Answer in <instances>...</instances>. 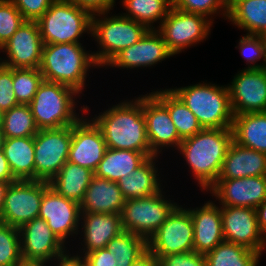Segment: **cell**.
<instances>
[{
	"mask_svg": "<svg viewBox=\"0 0 266 266\" xmlns=\"http://www.w3.org/2000/svg\"><path fill=\"white\" fill-rule=\"evenodd\" d=\"M98 114L91 119L101 130L107 148L142 152L148 157L155 155L147 138L142 95L122 100Z\"/></svg>",
	"mask_w": 266,
	"mask_h": 266,
	"instance_id": "6da1fadb",
	"label": "cell"
},
{
	"mask_svg": "<svg viewBox=\"0 0 266 266\" xmlns=\"http://www.w3.org/2000/svg\"><path fill=\"white\" fill-rule=\"evenodd\" d=\"M232 142V128H221L202 129L180 143L177 150L185 158L201 192L208 193L216 183Z\"/></svg>",
	"mask_w": 266,
	"mask_h": 266,
	"instance_id": "7a4b0ae2",
	"label": "cell"
},
{
	"mask_svg": "<svg viewBox=\"0 0 266 266\" xmlns=\"http://www.w3.org/2000/svg\"><path fill=\"white\" fill-rule=\"evenodd\" d=\"M98 68L92 51L82 43L44 44L40 72L43 80L61 83L83 94L91 68Z\"/></svg>",
	"mask_w": 266,
	"mask_h": 266,
	"instance_id": "3957f363",
	"label": "cell"
},
{
	"mask_svg": "<svg viewBox=\"0 0 266 266\" xmlns=\"http://www.w3.org/2000/svg\"><path fill=\"white\" fill-rule=\"evenodd\" d=\"M196 116L203 129L232 128L234 114L228 85L201 83L169 88Z\"/></svg>",
	"mask_w": 266,
	"mask_h": 266,
	"instance_id": "277c9868",
	"label": "cell"
},
{
	"mask_svg": "<svg viewBox=\"0 0 266 266\" xmlns=\"http://www.w3.org/2000/svg\"><path fill=\"white\" fill-rule=\"evenodd\" d=\"M78 97L80 93L74 88L43 80L28 104L37 128L58 129L74 125L82 117L75 110Z\"/></svg>",
	"mask_w": 266,
	"mask_h": 266,
	"instance_id": "5b68a950",
	"label": "cell"
},
{
	"mask_svg": "<svg viewBox=\"0 0 266 266\" xmlns=\"http://www.w3.org/2000/svg\"><path fill=\"white\" fill-rule=\"evenodd\" d=\"M148 30L144 24L122 14L111 15L109 11L93 15L91 37L99 49L92 52L96 64L99 68L105 67L120 51L138 42Z\"/></svg>",
	"mask_w": 266,
	"mask_h": 266,
	"instance_id": "8992f818",
	"label": "cell"
},
{
	"mask_svg": "<svg viewBox=\"0 0 266 266\" xmlns=\"http://www.w3.org/2000/svg\"><path fill=\"white\" fill-rule=\"evenodd\" d=\"M37 23L44 44L81 43L92 31V15L67 0H55Z\"/></svg>",
	"mask_w": 266,
	"mask_h": 266,
	"instance_id": "52a82bcc",
	"label": "cell"
},
{
	"mask_svg": "<svg viewBox=\"0 0 266 266\" xmlns=\"http://www.w3.org/2000/svg\"><path fill=\"white\" fill-rule=\"evenodd\" d=\"M165 193L161 190L146 197L125 200L121 212L123 231L137 234L148 241L179 205L168 199L167 195L165 198Z\"/></svg>",
	"mask_w": 266,
	"mask_h": 266,
	"instance_id": "ba28073f",
	"label": "cell"
},
{
	"mask_svg": "<svg viewBox=\"0 0 266 266\" xmlns=\"http://www.w3.org/2000/svg\"><path fill=\"white\" fill-rule=\"evenodd\" d=\"M212 25L213 22L203 15L184 12L172 6L156 30L162 35L168 50L177 55L206 40L211 34Z\"/></svg>",
	"mask_w": 266,
	"mask_h": 266,
	"instance_id": "9c48e42d",
	"label": "cell"
},
{
	"mask_svg": "<svg viewBox=\"0 0 266 266\" xmlns=\"http://www.w3.org/2000/svg\"><path fill=\"white\" fill-rule=\"evenodd\" d=\"M72 126L42 129L34 136L35 180L50 182L68 161Z\"/></svg>",
	"mask_w": 266,
	"mask_h": 266,
	"instance_id": "30bf717a",
	"label": "cell"
},
{
	"mask_svg": "<svg viewBox=\"0 0 266 266\" xmlns=\"http://www.w3.org/2000/svg\"><path fill=\"white\" fill-rule=\"evenodd\" d=\"M49 182L17 180L12 182L5 194L0 221L20 228L38 217L43 193Z\"/></svg>",
	"mask_w": 266,
	"mask_h": 266,
	"instance_id": "8fae6325",
	"label": "cell"
},
{
	"mask_svg": "<svg viewBox=\"0 0 266 266\" xmlns=\"http://www.w3.org/2000/svg\"><path fill=\"white\" fill-rule=\"evenodd\" d=\"M147 246L156 257L194 251L193 221L188 209L178 205L148 239Z\"/></svg>",
	"mask_w": 266,
	"mask_h": 266,
	"instance_id": "7c38bea8",
	"label": "cell"
},
{
	"mask_svg": "<svg viewBox=\"0 0 266 266\" xmlns=\"http://www.w3.org/2000/svg\"><path fill=\"white\" fill-rule=\"evenodd\" d=\"M24 263L49 264L65 256L68 247L52 232L47 222L36 217L19 228Z\"/></svg>",
	"mask_w": 266,
	"mask_h": 266,
	"instance_id": "4fadbf2b",
	"label": "cell"
},
{
	"mask_svg": "<svg viewBox=\"0 0 266 266\" xmlns=\"http://www.w3.org/2000/svg\"><path fill=\"white\" fill-rule=\"evenodd\" d=\"M80 111L83 112L82 117L72 125L68 162L86 167L94 172L104 157L107 145L95 122L90 118L83 117V114L90 111L89 107L83 105L80 107Z\"/></svg>",
	"mask_w": 266,
	"mask_h": 266,
	"instance_id": "5bb4252c",
	"label": "cell"
},
{
	"mask_svg": "<svg viewBox=\"0 0 266 266\" xmlns=\"http://www.w3.org/2000/svg\"><path fill=\"white\" fill-rule=\"evenodd\" d=\"M43 47L37 21H25L0 48L8 58L0 62L9 68H40Z\"/></svg>",
	"mask_w": 266,
	"mask_h": 266,
	"instance_id": "9a60e30c",
	"label": "cell"
},
{
	"mask_svg": "<svg viewBox=\"0 0 266 266\" xmlns=\"http://www.w3.org/2000/svg\"><path fill=\"white\" fill-rule=\"evenodd\" d=\"M224 240L242 245L262 255L266 238L258 227L254 208L221 206Z\"/></svg>",
	"mask_w": 266,
	"mask_h": 266,
	"instance_id": "2e32d148",
	"label": "cell"
},
{
	"mask_svg": "<svg viewBox=\"0 0 266 266\" xmlns=\"http://www.w3.org/2000/svg\"><path fill=\"white\" fill-rule=\"evenodd\" d=\"M38 217L47 222L52 232L65 245L69 242L67 238H74L80 231V204L66 199L50 186L43 193Z\"/></svg>",
	"mask_w": 266,
	"mask_h": 266,
	"instance_id": "e0dca14e",
	"label": "cell"
},
{
	"mask_svg": "<svg viewBox=\"0 0 266 266\" xmlns=\"http://www.w3.org/2000/svg\"><path fill=\"white\" fill-rule=\"evenodd\" d=\"M228 85L233 114L266 112V70L242 69Z\"/></svg>",
	"mask_w": 266,
	"mask_h": 266,
	"instance_id": "ac0fdd59",
	"label": "cell"
},
{
	"mask_svg": "<svg viewBox=\"0 0 266 266\" xmlns=\"http://www.w3.org/2000/svg\"><path fill=\"white\" fill-rule=\"evenodd\" d=\"M142 110L151 151L155 155H160L163 149L169 147L177 150L182 139L168 109L150 92L142 94Z\"/></svg>",
	"mask_w": 266,
	"mask_h": 266,
	"instance_id": "d6986e66",
	"label": "cell"
},
{
	"mask_svg": "<svg viewBox=\"0 0 266 266\" xmlns=\"http://www.w3.org/2000/svg\"><path fill=\"white\" fill-rule=\"evenodd\" d=\"M209 190L221 206L256 209L266 199V176L217 179Z\"/></svg>",
	"mask_w": 266,
	"mask_h": 266,
	"instance_id": "ffe728a7",
	"label": "cell"
},
{
	"mask_svg": "<svg viewBox=\"0 0 266 266\" xmlns=\"http://www.w3.org/2000/svg\"><path fill=\"white\" fill-rule=\"evenodd\" d=\"M172 56L162 35L156 29H149L138 42L120 51L105 68L142 69Z\"/></svg>",
	"mask_w": 266,
	"mask_h": 266,
	"instance_id": "44dd1931",
	"label": "cell"
},
{
	"mask_svg": "<svg viewBox=\"0 0 266 266\" xmlns=\"http://www.w3.org/2000/svg\"><path fill=\"white\" fill-rule=\"evenodd\" d=\"M147 249L145 238L123 231L106 248L87 253L81 259L84 266H131Z\"/></svg>",
	"mask_w": 266,
	"mask_h": 266,
	"instance_id": "7402d4cb",
	"label": "cell"
},
{
	"mask_svg": "<svg viewBox=\"0 0 266 266\" xmlns=\"http://www.w3.org/2000/svg\"><path fill=\"white\" fill-rule=\"evenodd\" d=\"M80 224L79 229L82 231L78 233L82 235L83 240L80 243L83 247L80 246L81 252L77 251L74 255L79 258L95 250L106 248L112 238L123 232L121 214L81 212Z\"/></svg>",
	"mask_w": 266,
	"mask_h": 266,
	"instance_id": "603a6c76",
	"label": "cell"
},
{
	"mask_svg": "<svg viewBox=\"0 0 266 266\" xmlns=\"http://www.w3.org/2000/svg\"><path fill=\"white\" fill-rule=\"evenodd\" d=\"M206 201L202 206L187 208L193 221L194 251L206 255L224 241L221 206Z\"/></svg>",
	"mask_w": 266,
	"mask_h": 266,
	"instance_id": "cb8c5ba5",
	"label": "cell"
},
{
	"mask_svg": "<svg viewBox=\"0 0 266 266\" xmlns=\"http://www.w3.org/2000/svg\"><path fill=\"white\" fill-rule=\"evenodd\" d=\"M266 176V154L251 148L231 143L218 179H236Z\"/></svg>",
	"mask_w": 266,
	"mask_h": 266,
	"instance_id": "d4e9b609",
	"label": "cell"
},
{
	"mask_svg": "<svg viewBox=\"0 0 266 266\" xmlns=\"http://www.w3.org/2000/svg\"><path fill=\"white\" fill-rule=\"evenodd\" d=\"M125 198L117 182L94 176L80 203L81 212L121 214Z\"/></svg>",
	"mask_w": 266,
	"mask_h": 266,
	"instance_id": "484cf974",
	"label": "cell"
},
{
	"mask_svg": "<svg viewBox=\"0 0 266 266\" xmlns=\"http://www.w3.org/2000/svg\"><path fill=\"white\" fill-rule=\"evenodd\" d=\"M158 156L149 157L128 176L118 180L117 184L126 200L146 197L163 190L160 184L162 182V180L160 181L161 177H159L160 171L156 167Z\"/></svg>",
	"mask_w": 266,
	"mask_h": 266,
	"instance_id": "4316f807",
	"label": "cell"
},
{
	"mask_svg": "<svg viewBox=\"0 0 266 266\" xmlns=\"http://www.w3.org/2000/svg\"><path fill=\"white\" fill-rule=\"evenodd\" d=\"M227 19L247 35L266 34V0H232Z\"/></svg>",
	"mask_w": 266,
	"mask_h": 266,
	"instance_id": "83f0119b",
	"label": "cell"
},
{
	"mask_svg": "<svg viewBox=\"0 0 266 266\" xmlns=\"http://www.w3.org/2000/svg\"><path fill=\"white\" fill-rule=\"evenodd\" d=\"M2 149L17 180H35L34 137L6 138Z\"/></svg>",
	"mask_w": 266,
	"mask_h": 266,
	"instance_id": "f1b7e54d",
	"label": "cell"
},
{
	"mask_svg": "<svg viewBox=\"0 0 266 266\" xmlns=\"http://www.w3.org/2000/svg\"><path fill=\"white\" fill-rule=\"evenodd\" d=\"M232 130L237 144L266 154V112L234 115Z\"/></svg>",
	"mask_w": 266,
	"mask_h": 266,
	"instance_id": "f546056e",
	"label": "cell"
},
{
	"mask_svg": "<svg viewBox=\"0 0 266 266\" xmlns=\"http://www.w3.org/2000/svg\"><path fill=\"white\" fill-rule=\"evenodd\" d=\"M149 157L142 152L107 148L94 176L118 182L142 165Z\"/></svg>",
	"mask_w": 266,
	"mask_h": 266,
	"instance_id": "4dcf8cb0",
	"label": "cell"
},
{
	"mask_svg": "<svg viewBox=\"0 0 266 266\" xmlns=\"http://www.w3.org/2000/svg\"><path fill=\"white\" fill-rule=\"evenodd\" d=\"M93 177L90 169L67 161L49 184L61 196L80 204Z\"/></svg>",
	"mask_w": 266,
	"mask_h": 266,
	"instance_id": "1f68e13d",
	"label": "cell"
},
{
	"mask_svg": "<svg viewBox=\"0 0 266 266\" xmlns=\"http://www.w3.org/2000/svg\"><path fill=\"white\" fill-rule=\"evenodd\" d=\"M151 93L168 109L182 140L194 136L203 129L196 116L170 89L152 90Z\"/></svg>",
	"mask_w": 266,
	"mask_h": 266,
	"instance_id": "d6a6232c",
	"label": "cell"
},
{
	"mask_svg": "<svg viewBox=\"0 0 266 266\" xmlns=\"http://www.w3.org/2000/svg\"><path fill=\"white\" fill-rule=\"evenodd\" d=\"M121 2L126 11L121 14L144 24L148 29H157L173 6V0H122ZM156 22L159 23L157 27L154 24Z\"/></svg>",
	"mask_w": 266,
	"mask_h": 266,
	"instance_id": "836d02e7",
	"label": "cell"
},
{
	"mask_svg": "<svg viewBox=\"0 0 266 266\" xmlns=\"http://www.w3.org/2000/svg\"><path fill=\"white\" fill-rule=\"evenodd\" d=\"M261 254L228 241L218 244L205 255L206 266H253Z\"/></svg>",
	"mask_w": 266,
	"mask_h": 266,
	"instance_id": "e575fe53",
	"label": "cell"
},
{
	"mask_svg": "<svg viewBox=\"0 0 266 266\" xmlns=\"http://www.w3.org/2000/svg\"><path fill=\"white\" fill-rule=\"evenodd\" d=\"M1 127L4 139L34 137L39 131L28 104H18L4 112Z\"/></svg>",
	"mask_w": 266,
	"mask_h": 266,
	"instance_id": "d590c367",
	"label": "cell"
},
{
	"mask_svg": "<svg viewBox=\"0 0 266 266\" xmlns=\"http://www.w3.org/2000/svg\"><path fill=\"white\" fill-rule=\"evenodd\" d=\"M42 81L39 68H13V90L18 104H29Z\"/></svg>",
	"mask_w": 266,
	"mask_h": 266,
	"instance_id": "8d00e7d4",
	"label": "cell"
},
{
	"mask_svg": "<svg viewBox=\"0 0 266 266\" xmlns=\"http://www.w3.org/2000/svg\"><path fill=\"white\" fill-rule=\"evenodd\" d=\"M23 263L19 228L0 221V266H19Z\"/></svg>",
	"mask_w": 266,
	"mask_h": 266,
	"instance_id": "74e56055",
	"label": "cell"
},
{
	"mask_svg": "<svg viewBox=\"0 0 266 266\" xmlns=\"http://www.w3.org/2000/svg\"><path fill=\"white\" fill-rule=\"evenodd\" d=\"M173 7L184 12L203 15L213 22V17L219 14L227 19L229 3L227 0H173Z\"/></svg>",
	"mask_w": 266,
	"mask_h": 266,
	"instance_id": "f35d334b",
	"label": "cell"
},
{
	"mask_svg": "<svg viewBox=\"0 0 266 266\" xmlns=\"http://www.w3.org/2000/svg\"><path fill=\"white\" fill-rule=\"evenodd\" d=\"M241 56L247 62L246 69H262L266 66V41L264 36L245 35L240 37L238 46ZM263 59V60H262ZM263 62L258 64V61ZM257 62V63H256ZM252 64V65H251Z\"/></svg>",
	"mask_w": 266,
	"mask_h": 266,
	"instance_id": "ab89813d",
	"label": "cell"
},
{
	"mask_svg": "<svg viewBox=\"0 0 266 266\" xmlns=\"http://www.w3.org/2000/svg\"><path fill=\"white\" fill-rule=\"evenodd\" d=\"M25 21L10 0H0V48Z\"/></svg>",
	"mask_w": 266,
	"mask_h": 266,
	"instance_id": "60d3db41",
	"label": "cell"
},
{
	"mask_svg": "<svg viewBox=\"0 0 266 266\" xmlns=\"http://www.w3.org/2000/svg\"><path fill=\"white\" fill-rule=\"evenodd\" d=\"M16 105L18 102L13 90V68L0 62V109L6 112Z\"/></svg>",
	"mask_w": 266,
	"mask_h": 266,
	"instance_id": "b9f144b4",
	"label": "cell"
},
{
	"mask_svg": "<svg viewBox=\"0 0 266 266\" xmlns=\"http://www.w3.org/2000/svg\"><path fill=\"white\" fill-rule=\"evenodd\" d=\"M26 21H37L55 0H10Z\"/></svg>",
	"mask_w": 266,
	"mask_h": 266,
	"instance_id": "7bdbcfd3",
	"label": "cell"
},
{
	"mask_svg": "<svg viewBox=\"0 0 266 266\" xmlns=\"http://www.w3.org/2000/svg\"><path fill=\"white\" fill-rule=\"evenodd\" d=\"M157 258L159 266H206L205 255L198 254L195 251Z\"/></svg>",
	"mask_w": 266,
	"mask_h": 266,
	"instance_id": "ee69618b",
	"label": "cell"
},
{
	"mask_svg": "<svg viewBox=\"0 0 266 266\" xmlns=\"http://www.w3.org/2000/svg\"><path fill=\"white\" fill-rule=\"evenodd\" d=\"M92 16L113 10L115 0H67Z\"/></svg>",
	"mask_w": 266,
	"mask_h": 266,
	"instance_id": "f6af8a7d",
	"label": "cell"
},
{
	"mask_svg": "<svg viewBox=\"0 0 266 266\" xmlns=\"http://www.w3.org/2000/svg\"><path fill=\"white\" fill-rule=\"evenodd\" d=\"M0 180L14 182L17 179L13 176L9 163L5 157L4 151L0 148Z\"/></svg>",
	"mask_w": 266,
	"mask_h": 266,
	"instance_id": "bcb514c9",
	"label": "cell"
},
{
	"mask_svg": "<svg viewBox=\"0 0 266 266\" xmlns=\"http://www.w3.org/2000/svg\"><path fill=\"white\" fill-rule=\"evenodd\" d=\"M131 266H159L158 258L147 249Z\"/></svg>",
	"mask_w": 266,
	"mask_h": 266,
	"instance_id": "7dc6e473",
	"label": "cell"
},
{
	"mask_svg": "<svg viewBox=\"0 0 266 266\" xmlns=\"http://www.w3.org/2000/svg\"><path fill=\"white\" fill-rule=\"evenodd\" d=\"M55 261H56V263H55ZM53 262L55 264L54 266H84L82 259L77 257V256H74V254H70V252H68L63 257L52 261L51 264H53ZM51 264H50V266H52ZM45 266H49V265L45 264Z\"/></svg>",
	"mask_w": 266,
	"mask_h": 266,
	"instance_id": "c3c4849f",
	"label": "cell"
},
{
	"mask_svg": "<svg viewBox=\"0 0 266 266\" xmlns=\"http://www.w3.org/2000/svg\"><path fill=\"white\" fill-rule=\"evenodd\" d=\"M258 227L266 238V199L256 208Z\"/></svg>",
	"mask_w": 266,
	"mask_h": 266,
	"instance_id": "681fc988",
	"label": "cell"
},
{
	"mask_svg": "<svg viewBox=\"0 0 266 266\" xmlns=\"http://www.w3.org/2000/svg\"><path fill=\"white\" fill-rule=\"evenodd\" d=\"M11 183L12 182L0 180V217L2 214L3 206H4L5 194H6V191H7L8 187Z\"/></svg>",
	"mask_w": 266,
	"mask_h": 266,
	"instance_id": "f907efd6",
	"label": "cell"
},
{
	"mask_svg": "<svg viewBox=\"0 0 266 266\" xmlns=\"http://www.w3.org/2000/svg\"><path fill=\"white\" fill-rule=\"evenodd\" d=\"M3 141H4V136H3L2 127L0 126V148H2Z\"/></svg>",
	"mask_w": 266,
	"mask_h": 266,
	"instance_id": "816d5d0a",
	"label": "cell"
},
{
	"mask_svg": "<svg viewBox=\"0 0 266 266\" xmlns=\"http://www.w3.org/2000/svg\"><path fill=\"white\" fill-rule=\"evenodd\" d=\"M19 266H45V264L23 263Z\"/></svg>",
	"mask_w": 266,
	"mask_h": 266,
	"instance_id": "f5cc1de1",
	"label": "cell"
},
{
	"mask_svg": "<svg viewBox=\"0 0 266 266\" xmlns=\"http://www.w3.org/2000/svg\"><path fill=\"white\" fill-rule=\"evenodd\" d=\"M4 112L0 109V126L2 125Z\"/></svg>",
	"mask_w": 266,
	"mask_h": 266,
	"instance_id": "db71d44e",
	"label": "cell"
},
{
	"mask_svg": "<svg viewBox=\"0 0 266 266\" xmlns=\"http://www.w3.org/2000/svg\"><path fill=\"white\" fill-rule=\"evenodd\" d=\"M260 258H261V256L256 259V261H255L253 266H257L258 265V262H259Z\"/></svg>",
	"mask_w": 266,
	"mask_h": 266,
	"instance_id": "11a10c76",
	"label": "cell"
}]
</instances>
